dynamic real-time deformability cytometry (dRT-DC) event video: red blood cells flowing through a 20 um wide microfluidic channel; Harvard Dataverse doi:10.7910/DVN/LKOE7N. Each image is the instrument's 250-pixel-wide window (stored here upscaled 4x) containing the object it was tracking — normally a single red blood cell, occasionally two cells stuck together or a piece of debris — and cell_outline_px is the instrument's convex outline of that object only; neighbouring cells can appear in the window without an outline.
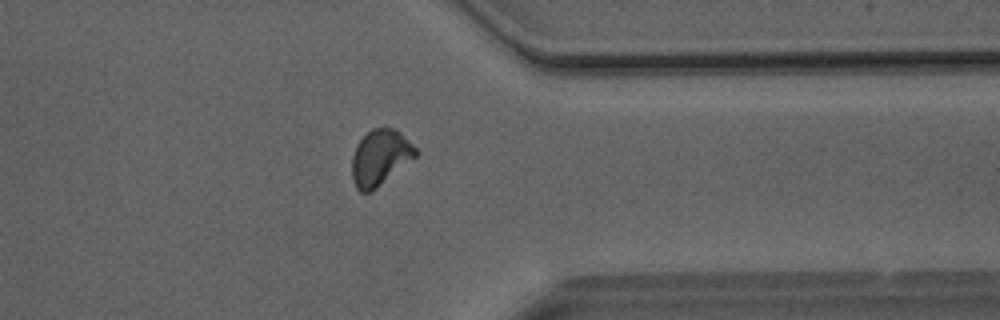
{"species": "Egyptian fruit bat (a non-hibernating species)", "species_latin": "Rousettus aegyptiacus", "temperature_condition": "room temperature", "stored_images_in_passage": 40, "camera_frame_rate_fps": 3000, "um_per_image_px": 0.085, "animal": {"sex": "male"}, "frame": {"image": 1, "passage_image": 39, "time_ms": 12.667, "image_size_px": [1000, 320], "cell_outline_px": [[416, 156], [376, 188], [368, 192], [360, 192], [356, 188], [352, 180], [352, 156], [356, 144], [372, 128], [392, 128], [400, 132], [416, 148]], "centroid_in_image_um": [32.27, 13.39], "position_along_channel_um": 379.1, "area_um2": 20.35}}